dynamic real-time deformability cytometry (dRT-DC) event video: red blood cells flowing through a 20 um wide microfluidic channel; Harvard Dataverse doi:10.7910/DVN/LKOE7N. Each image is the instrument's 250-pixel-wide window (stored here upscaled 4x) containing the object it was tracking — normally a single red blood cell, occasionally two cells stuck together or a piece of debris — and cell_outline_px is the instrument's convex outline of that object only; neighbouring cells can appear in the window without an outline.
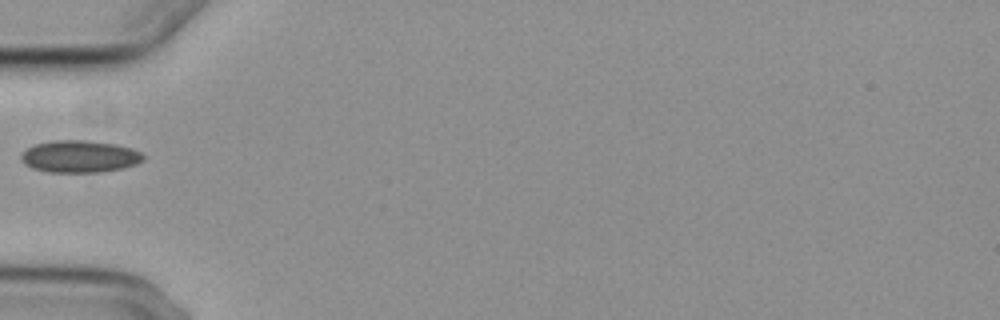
{"species": "common noctule bat (a hibernating species)", "species_latin": "Nyctalus noctula", "temperature_condition": "cold", "stored_images_in_passage": 3, "camera_frame_rate_fps": 3000, "um_per_image_px": 0.085, "animal": {"sex": "female", "body_mass_g": 29.2, "forearm_length_mm": 56.3}, "frame": {"image": 1, "passage_image": 1, "time_ms": 0.0, "image_size_px": [1000, 320], "cell_outline_px": [[144, 160], [136, 164], [124, 168], [100, 172], [48, 172], [32, 168], [24, 164], [20, 160], [20, 152], [36, 144], [52, 140], [88, 140], [116, 144], [132, 148], [140, 152], [144, 156]], "centroid_in_image_um": [6.75, 13.3], "position_along_channel_um": 78.2, "area_um2": 23.12}}
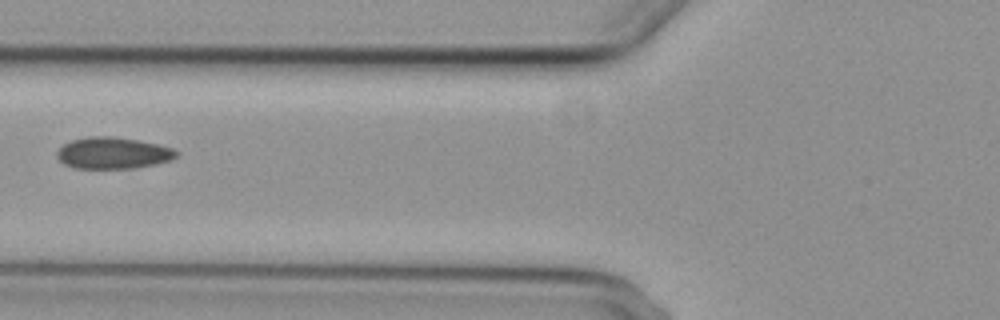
{"frame": {"image": 2, "passage_image": 2, "time_ms": 1.0, "image_size_px": [1000, 320], "cell_outline_px": [[180, 152], [172, 160], [132, 168], [72, 168], [64, 164], [56, 156], [56, 152], [64, 144], [72, 140], [88, 136], [116, 136], [156, 144], [172, 148]], "centroid_in_image_um": [9.58, 13.0], "position_along_channel_um": 116.2, "area_um2": 21.85}}